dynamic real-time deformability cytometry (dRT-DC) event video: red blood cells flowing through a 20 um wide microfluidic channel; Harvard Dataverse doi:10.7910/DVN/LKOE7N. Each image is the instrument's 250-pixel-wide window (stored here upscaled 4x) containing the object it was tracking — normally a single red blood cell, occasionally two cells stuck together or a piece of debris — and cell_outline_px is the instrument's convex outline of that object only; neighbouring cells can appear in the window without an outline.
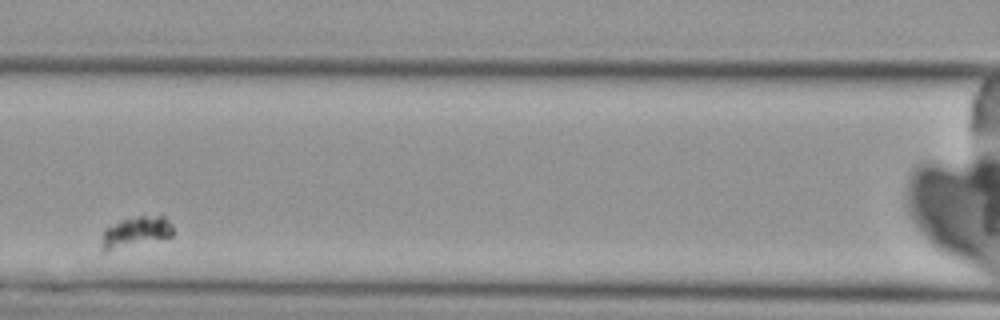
{"species": "Egyptian fruit bat (a non-hibernating species)", "species_latin": "Rousettus aegyptiacus", "temperature_condition": "cold", "stored_images_in_passage": 6, "camera_frame_rate_fps": 3000, "um_per_image_px": 0.085, "animal": {"sex": "female"}, "frame": {"image": 1, "passage_image": 3, "time_ms": 2.333, "image_size_px": [1000, 320], "cell_outline_px": [[172, 236], [108, 252], [104, 252], [104, 228], [124, 220], [140, 216], [164, 216], [172, 224]], "centroid_in_image_um": [11.58, 19.73], "position_along_channel_um": 155.0, "area_um2": 12.37}}
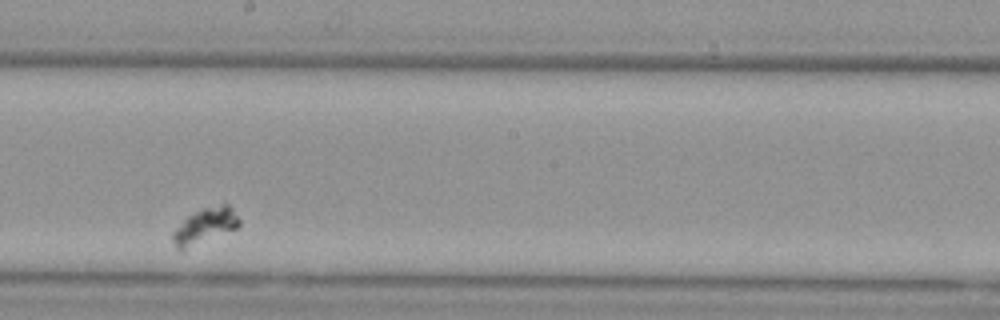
{"frame": {"image": 2, "passage_image": 5, "time_ms": 4.667, "image_size_px": [1000, 320], "cell_outline_px": [[240, 224], [236, 228], [184, 252], [180, 252], [176, 248], [172, 240], [172, 232], [188, 216], [204, 208], [220, 204], [228, 204], [232, 208], [240, 220]], "centroid_in_image_um": [17.39, 19.26], "position_along_channel_um": 230.8, "area_um2": 13.93}}
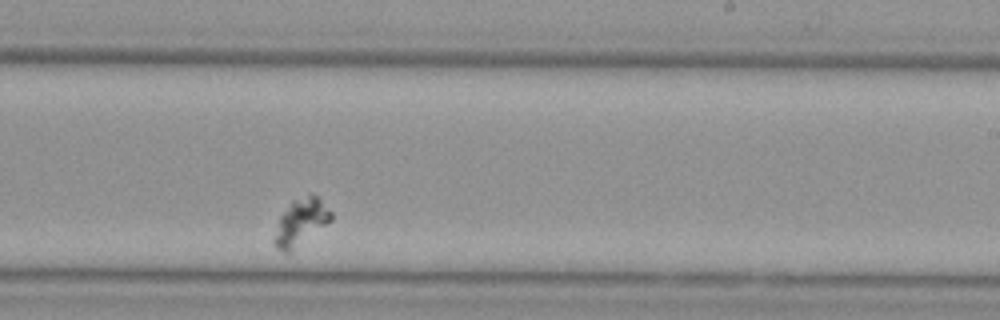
{"frame": {"image": 3, "passage_image": 6, "time_ms": 5.667, "image_size_px": [1000, 320], "cell_outline_px": [[332, 220], [292, 252], [284, 252], [276, 248], [272, 240], [280, 216], [292, 200], [308, 192], [312, 192], [332, 212]], "centroid_in_image_um": [25.56, 18.87], "position_along_channel_um": 263.4, "area_um2": 15.66}}